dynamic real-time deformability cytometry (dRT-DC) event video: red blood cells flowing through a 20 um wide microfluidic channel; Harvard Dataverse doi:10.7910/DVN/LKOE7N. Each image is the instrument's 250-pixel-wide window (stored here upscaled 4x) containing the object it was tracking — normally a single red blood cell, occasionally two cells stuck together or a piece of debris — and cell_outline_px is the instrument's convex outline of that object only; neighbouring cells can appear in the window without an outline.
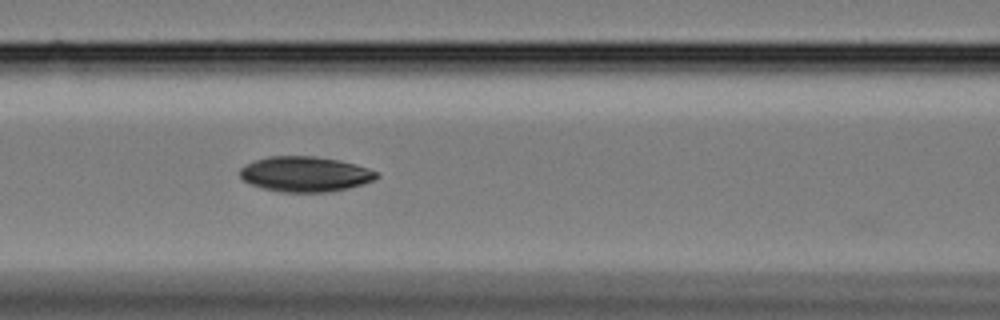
{"species": "Egyptian fruit bat (a non-hibernating species)", "species_latin": "Rousettus aegyptiacus", "temperature_condition": "cold", "stored_images_in_passage": 25, "camera_frame_rate_fps": 3000, "um_per_image_px": 0.085, "animal": {"sex": "female"}, "frame": {"image": 1, "passage_image": 6, "time_ms": 1.667, "image_size_px": [1000, 320], "cell_outline_px": [[380, 176], [372, 180], [348, 188], [328, 192], [280, 192], [260, 188], [248, 184], [240, 176], [240, 168], [256, 160], [268, 156], [316, 156], [340, 160], [356, 164], [368, 168], [376, 172]], "centroid_in_image_um": [25.91, 14.8], "position_along_channel_um": 140.7, "area_um2": 28.09}}
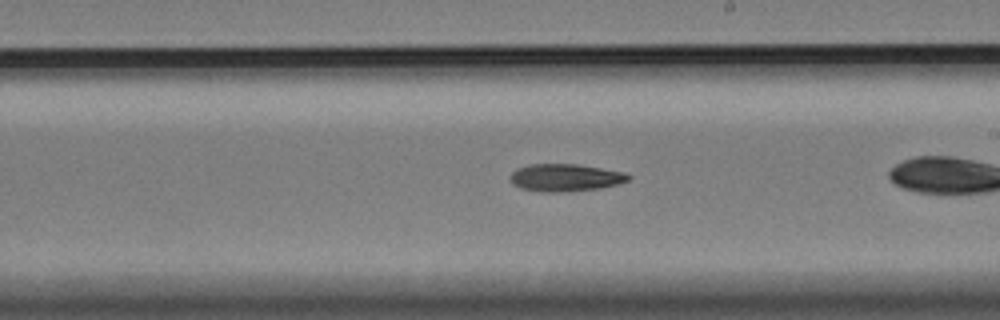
{"frame": {"image": 2, "passage_image": 12, "time_ms": 3.667, "image_size_px": [1000, 320], "cell_outline_px": [[632, 176], [628, 180], [616, 184], [600, 188], [560, 192], [544, 192], [520, 188], [512, 184], [508, 180], [508, 176], [516, 168], [528, 164], [576, 164], [624, 172]], "centroid_in_image_um": [47.97, 15.09], "position_along_channel_um": 241.0, "area_um2": 18.96}}
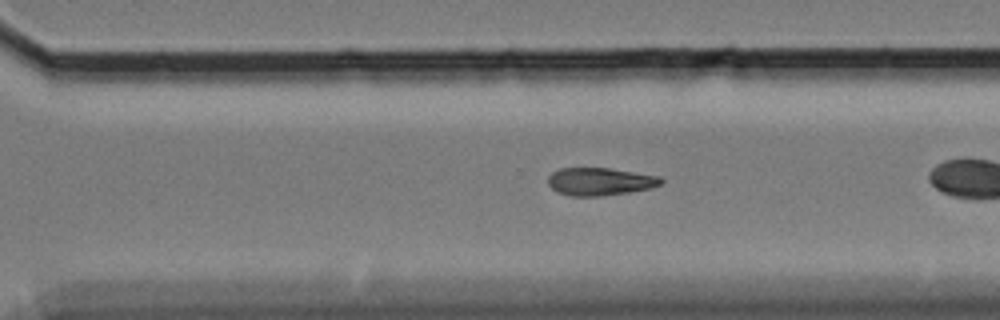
{"frame": {"image": 3, "passage_image": 19, "time_ms": 6.0, "image_size_px": [1000, 320], "cell_outline_px": [[664, 180], [660, 184], [652, 188], [628, 192], [600, 196], [572, 196], [556, 192], [548, 184], [548, 176], [552, 172], [560, 168], [608, 168], [660, 176]], "centroid_in_image_um": [50.98, 15.43], "position_along_channel_um": 319.6, "area_um2": 18.26}}